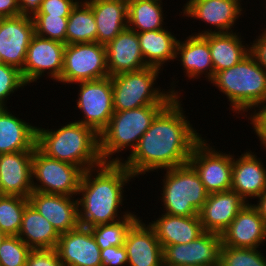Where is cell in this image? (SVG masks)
<instances>
[{
	"instance_id": "31",
	"label": "cell",
	"mask_w": 266,
	"mask_h": 266,
	"mask_svg": "<svg viewBox=\"0 0 266 266\" xmlns=\"http://www.w3.org/2000/svg\"><path fill=\"white\" fill-rule=\"evenodd\" d=\"M160 4L161 0H127L128 28L137 33L163 29Z\"/></svg>"
},
{
	"instance_id": "44",
	"label": "cell",
	"mask_w": 266,
	"mask_h": 266,
	"mask_svg": "<svg viewBox=\"0 0 266 266\" xmlns=\"http://www.w3.org/2000/svg\"><path fill=\"white\" fill-rule=\"evenodd\" d=\"M17 1L20 8V15L33 18L39 12L43 0H17Z\"/></svg>"
},
{
	"instance_id": "25",
	"label": "cell",
	"mask_w": 266,
	"mask_h": 266,
	"mask_svg": "<svg viewBox=\"0 0 266 266\" xmlns=\"http://www.w3.org/2000/svg\"><path fill=\"white\" fill-rule=\"evenodd\" d=\"M149 225L154 229L161 246L189 243L204 231L199 215L172 216L164 213Z\"/></svg>"
},
{
	"instance_id": "48",
	"label": "cell",
	"mask_w": 266,
	"mask_h": 266,
	"mask_svg": "<svg viewBox=\"0 0 266 266\" xmlns=\"http://www.w3.org/2000/svg\"><path fill=\"white\" fill-rule=\"evenodd\" d=\"M5 234L0 230V244L2 242V240L5 238Z\"/></svg>"
},
{
	"instance_id": "47",
	"label": "cell",
	"mask_w": 266,
	"mask_h": 266,
	"mask_svg": "<svg viewBox=\"0 0 266 266\" xmlns=\"http://www.w3.org/2000/svg\"><path fill=\"white\" fill-rule=\"evenodd\" d=\"M197 266H221L220 262L214 264H205V265H197Z\"/></svg>"
},
{
	"instance_id": "46",
	"label": "cell",
	"mask_w": 266,
	"mask_h": 266,
	"mask_svg": "<svg viewBox=\"0 0 266 266\" xmlns=\"http://www.w3.org/2000/svg\"><path fill=\"white\" fill-rule=\"evenodd\" d=\"M259 203L257 205L253 206L258 210L260 217L263 219L265 225H266V191L263 192L259 197Z\"/></svg>"
},
{
	"instance_id": "4",
	"label": "cell",
	"mask_w": 266,
	"mask_h": 266,
	"mask_svg": "<svg viewBox=\"0 0 266 266\" xmlns=\"http://www.w3.org/2000/svg\"><path fill=\"white\" fill-rule=\"evenodd\" d=\"M231 102L233 111H248L266 98V70L249 53L233 67L217 72L211 80Z\"/></svg>"
},
{
	"instance_id": "15",
	"label": "cell",
	"mask_w": 266,
	"mask_h": 266,
	"mask_svg": "<svg viewBox=\"0 0 266 266\" xmlns=\"http://www.w3.org/2000/svg\"><path fill=\"white\" fill-rule=\"evenodd\" d=\"M55 250L63 266H101V250L90 228L61 233Z\"/></svg>"
},
{
	"instance_id": "19",
	"label": "cell",
	"mask_w": 266,
	"mask_h": 266,
	"mask_svg": "<svg viewBox=\"0 0 266 266\" xmlns=\"http://www.w3.org/2000/svg\"><path fill=\"white\" fill-rule=\"evenodd\" d=\"M240 0H189L183 9L184 15L201 19L216 26L217 31H202L203 36L209 33H231L234 22L242 14ZM231 30V31H230ZM204 32V33H203Z\"/></svg>"
},
{
	"instance_id": "1",
	"label": "cell",
	"mask_w": 266,
	"mask_h": 266,
	"mask_svg": "<svg viewBox=\"0 0 266 266\" xmlns=\"http://www.w3.org/2000/svg\"><path fill=\"white\" fill-rule=\"evenodd\" d=\"M175 97L153 120L137 147L122 164L135 177L142 173L187 164L202 139L183 115Z\"/></svg>"
},
{
	"instance_id": "20",
	"label": "cell",
	"mask_w": 266,
	"mask_h": 266,
	"mask_svg": "<svg viewBox=\"0 0 266 266\" xmlns=\"http://www.w3.org/2000/svg\"><path fill=\"white\" fill-rule=\"evenodd\" d=\"M233 190L208 194L199 212L203 231L221 234L247 204Z\"/></svg>"
},
{
	"instance_id": "38",
	"label": "cell",
	"mask_w": 266,
	"mask_h": 266,
	"mask_svg": "<svg viewBox=\"0 0 266 266\" xmlns=\"http://www.w3.org/2000/svg\"><path fill=\"white\" fill-rule=\"evenodd\" d=\"M27 86L19 69L0 62V107H5V99L20 87Z\"/></svg>"
},
{
	"instance_id": "13",
	"label": "cell",
	"mask_w": 266,
	"mask_h": 266,
	"mask_svg": "<svg viewBox=\"0 0 266 266\" xmlns=\"http://www.w3.org/2000/svg\"><path fill=\"white\" fill-rule=\"evenodd\" d=\"M34 35L32 17L18 15L0 18V62L22 71Z\"/></svg>"
},
{
	"instance_id": "35",
	"label": "cell",
	"mask_w": 266,
	"mask_h": 266,
	"mask_svg": "<svg viewBox=\"0 0 266 266\" xmlns=\"http://www.w3.org/2000/svg\"><path fill=\"white\" fill-rule=\"evenodd\" d=\"M219 262L221 266H266V258L257 248L222 246Z\"/></svg>"
},
{
	"instance_id": "40",
	"label": "cell",
	"mask_w": 266,
	"mask_h": 266,
	"mask_svg": "<svg viewBox=\"0 0 266 266\" xmlns=\"http://www.w3.org/2000/svg\"><path fill=\"white\" fill-rule=\"evenodd\" d=\"M76 1V2H75ZM43 0L37 14H50V16L68 17L78 3L77 0Z\"/></svg>"
},
{
	"instance_id": "16",
	"label": "cell",
	"mask_w": 266,
	"mask_h": 266,
	"mask_svg": "<svg viewBox=\"0 0 266 266\" xmlns=\"http://www.w3.org/2000/svg\"><path fill=\"white\" fill-rule=\"evenodd\" d=\"M72 198V199H71ZM72 196L33 191L29 203L57 230L65 233L80 226L78 199Z\"/></svg>"
},
{
	"instance_id": "41",
	"label": "cell",
	"mask_w": 266,
	"mask_h": 266,
	"mask_svg": "<svg viewBox=\"0 0 266 266\" xmlns=\"http://www.w3.org/2000/svg\"><path fill=\"white\" fill-rule=\"evenodd\" d=\"M101 266H125L128 262L126 249L123 246H112L100 252Z\"/></svg>"
},
{
	"instance_id": "12",
	"label": "cell",
	"mask_w": 266,
	"mask_h": 266,
	"mask_svg": "<svg viewBox=\"0 0 266 266\" xmlns=\"http://www.w3.org/2000/svg\"><path fill=\"white\" fill-rule=\"evenodd\" d=\"M221 247V234L204 231L187 244L162 246L163 266H197L218 263Z\"/></svg>"
},
{
	"instance_id": "43",
	"label": "cell",
	"mask_w": 266,
	"mask_h": 266,
	"mask_svg": "<svg viewBox=\"0 0 266 266\" xmlns=\"http://www.w3.org/2000/svg\"><path fill=\"white\" fill-rule=\"evenodd\" d=\"M256 39L250 46V53L255 57L257 62L266 70V33Z\"/></svg>"
},
{
	"instance_id": "24",
	"label": "cell",
	"mask_w": 266,
	"mask_h": 266,
	"mask_svg": "<svg viewBox=\"0 0 266 266\" xmlns=\"http://www.w3.org/2000/svg\"><path fill=\"white\" fill-rule=\"evenodd\" d=\"M91 8L97 26L96 42L107 45L128 28L127 0L85 1Z\"/></svg>"
},
{
	"instance_id": "26",
	"label": "cell",
	"mask_w": 266,
	"mask_h": 266,
	"mask_svg": "<svg viewBox=\"0 0 266 266\" xmlns=\"http://www.w3.org/2000/svg\"><path fill=\"white\" fill-rule=\"evenodd\" d=\"M36 139L37 127L0 107V154L34 151Z\"/></svg>"
},
{
	"instance_id": "3",
	"label": "cell",
	"mask_w": 266,
	"mask_h": 266,
	"mask_svg": "<svg viewBox=\"0 0 266 266\" xmlns=\"http://www.w3.org/2000/svg\"><path fill=\"white\" fill-rule=\"evenodd\" d=\"M36 147L47 157L71 163L83 171L103 163L99 135L76 121L55 131L37 128Z\"/></svg>"
},
{
	"instance_id": "18",
	"label": "cell",
	"mask_w": 266,
	"mask_h": 266,
	"mask_svg": "<svg viewBox=\"0 0 266 266\" xmlns=\"http://www.w3.org/2000/svg\"><path fill=\"white\" fill-rule=\"evenodd\" d=\"M222 246L258 248L266 240V225L253 204L247 203L221 233Z\"/></svg>"
},
{
	"instance_id": "10",
	"label": "cell",
	"mask_w": 266,
	"mask_h": 266,
	"mask_svg": "<svg viewBox=\"0 0 266 266\" xmlns=\"http://www.w3.org/2000/svg\"><path fill=\"white\" fill-rule=\"evenodd\" d=\"M77 83H80L77 107L82 110L84 119L76 122L92 128L99 135L115 112L111 76Z\"/></svg>"
},
{
	"instance_id": "9",
	"label": "cell",
	"mask_w": 266,
	"mask_h": 266,
	"mask_svg": "<svg viewBox=\"0 0 266 266\" xmlns=\"http://www.w3.org/2000/svg\"><path fill=\"white\" fill-rule=\"evenodd\" d=\"M109 77L106 46L97 42L66 44L60 82L77 83Z\"/></svg>"
},
{
	"instance_id": "29",
	"label": "cell",
	"mask_w": 266,
	"mask_h": 266,
	"mask_svg": "<svg viewBox=\"0 0 266 266\" xmlns=\"http://www.w3.org/2000/svg\"><path fill=\"white\" fill-rule=\"evenodd\" d=\"M236 33H209L203 35L208 41L214 75L233 67L250 53Z\"/></svg>"
},
{
	"instance_id": "5",
	"label": "cell",
	"mask_w": 266,
	"mask_h": 266,
	"mask_svg": "<svg viewBox=\"0 0 266 266\" xmlns=\"http://www.w3.org/2000/svg\"><path fill=\"white\" fill-rule=\"evenodd\" d=\"M166 106L147 105L125 111H115L106 128L99 134V150L103 163H121L120 158L108 159L113 153H118L128 146L132 148V153L155 117Z\"/></svg>"
},
{
	"instance_id": "7",
	"label": "cell",
	"mask_w": 266,
	"mask_h": 266,
	"mask_svg": "<svg viewBox=\"0 0 266 266\" xmlns=\"http://www.w3.org/2000/svg\"><path fill=\"white\" fill-rule=\"evenodd\" d=\"M166 170L161 199L165 213L172 216L199 215L208 193L196 170L189 163Z\"/></svg>"
},
{
	"instance_id": "2",
	"label": "cell",
	"mask_w": 266,
	"mask_h": 266,
	"mask_svg": "<svg viewBox=\"0 0 266 266\" xmlns=\"http://www.w3.org/2000/svg\"><path fill=\"white\" fill-rule=\"evenodd\" d=\"M97 168L83 172L78 189V194L82 193L78 198L79 223L86 228L121 220L117 211L124 200L123 186L134 177L122 162L102 163ZM93 170L97 172L95 178H91Z\"/></svg>"
},
{
	"instance_id": "33",
	"label": "cell",
	"mask_w": 266,
	"mask_h": 266,
	"mask_svg": "<svg viewBox=\"0 0 266 266\" xmlns=\"http://www.w3.org/2000/svg\"><path fill=\"white\" fill-rule=\"evenodd\" d=\"M122 220L91 227V233L100 250L112 246H123L130 227L139 219L132 213H125Z\"/></svg>"
},
{
	"instance_id": "28",
	"label": "cell",
	"mask_w": 266,
	"mask_h": 266,
	"mask_svg": "<svg viewBox=\"0 0 266 266\" xmlns=\"http://www.w3.org/2000/svg\"><path fill=\"white\" fill-rule=\"evenodd\" d=\"M181 43L178 40L176 56L181 54L180 60L185 68L186 76L197 78L204 73L205 77L211 81L214 77V67L211 61L208 41L203 36L193 35ZM209 70V72H208ZM199 75V76H198Z\"/></svg>"
},
{
	"instance_id": "8",
	"label": "cell",
	"mask_w": 266,
	"mask_h": 266,
	"mask_svg": "<svg viewBox=\"0 0 266 266\" xmlns=\"http://www.w3.org/2000/svg\"><path fill=\"white\" fill-rule=\"evenodd\" d=\"M83 172L76 165L47 157L37 147L34 148L32 178H36L41 185L32 181L33 191L65 196L77 195Z\"/></svg>"
},
{
	"instance_id": "39",
	"label": "cell",
	"mask_w": 266,
	"mask_h": 266,
	"mask_svg": "<svg viewBox=\"0 0 266 266\" xmlns=\"http://www.w3.org/2000/svg\"><path fill=\"white\" fill-rule=\"evenodd\" d=\"M25 266H63L55 249H32Z\"/></svg>"
},
{
	"instance_id": "14",
	"label": "cell",
	"mask_w": 266,
	"mask_h": 266,
	"mask_svg": "<svg viewBox=\"0 0 266 266\" xmlns=\"http://www.w3.org/2000/svg\"><path fill=\"white\" fill-rule=\"evenodd\" d=\"M66 44L46 39L36 34L27 49L26 59L21 71L27 84L39 79L46 70L54 80H60Z\"/></svg>"
},
{
	"instance_id": "32",
	"label": "cell",
	"mask_w": 266,
	"mask_h": 266,
	"mask_svg": "<svg viewBox=\"0 0 266 266\" xmlns=\"http://www.w3.org/2000/svg\"><path fill=\"white\" fill-rule=\"evenodd\" d=\"M96 38L97 26L92 8L84 1L78 2L68 16L66 44L96 42Z\"/></svg>"
},
{
	"instance_id": "22",
	"label": "cell",
	"mask_w": 266,
	"mask_h": 266,
	"mask_svg": "<svg viewBox=\"0 0 266 266\" xmlns=\"http://www.w3.org/2000/svg\"><path fill=\"white\" fill-rule=\"evenodd\" d=\"M109 76L148 67L143 58L136 31L126 28L106 45Z\"/></svg>"
},
{
	"instance_id": "23",
	"label": "cell",
	"mask_w": 266,
	"mask_h": 266,
	"mask_svg": "<svg viewBox=\"0 0 266 266\" xmlns=\"http://www.w3.org/2000/svg\"><path fill=\"white\" fill-rule=\"evenodd\" d=\"M252 154L247 151L239 159L233 157L231 190L245 201L248 197H259L266 191V169Z\"/></svg>"
},
{
	"instance_id": "34",
	"label": "cell",
	"mask_w": 266,
	"mask_h": 266,
	"mask_svg": "<svg viewBox=\"0 0 266 266\" xmlns=\"http://www.w3.org/2000/svg\"><path fill=\"white\" fill-rule=\"evenodd\" d=\"M28 203V198L21 196L2 195L0 197V230L5 235H18Z\"/></svg>"
},
{
	"instance_id": "36",
	"label": "cell",
	"mask_w": 266,
	"mask_h": 266,
	"mask_svg": "<svg viewBox=\"0 0 266 266\" xmlns=\"http://www.w3.org/2000/svg\"><path fill=\"white\" fill-rule=\"evenodd\" d=\"M33 22L37 36L66 44L68 17L36 14L33 17Z\"/></svg>"
},
{
	"instance_id": "30",
	"label": "cell",
	"mask_w": 266,
	"mask_h": 266,
	"mask_svg": "<svg viewBox=\"0 0 266 266\" xmlns=\"http://www.w3.org/2000/svg\"><path fill=\"white\" fill-rule=\"evenodd\" d=\"M140 49L148 67L160 69L169 60L175 59L178 40L164 29L137 33Z\"/></svg>"
},
{
	"instance_id": "11",
	"label": "cell",
	"mask_w": 266,
	"mask_h": 266,
	"mask_svg": "<svg viewBox=\"0 0 266 266\" xmlns=\"http://www.w3.org/2000/svg\"><path fill=\"white\" fill-rule=\"evenodd\" d=\"M209 147L205 139H201L195 145L188 163L196 170L208 194L230 190L233 156Z\"/></svg>"
},
{
	"instance_id": "42",
	"label": "cell",
	"mask_w": 266,
	"mask_h": 266,
	"mask_svg": "<svg viewBox=\"0 0 266 266\" xmlns=\"http://www.w3.org/2000/svg\"><path fill=\"white\" fill-rule=\"evenodd\" d=\"M266 98L258 105L260 111L255 110V112L250 115V120L252 121V125L254 126V131L259 136V140L261 141V144L263 143V146L266 148ZM263 105V106H262Z\"/></svg>"
},
{
	"instance_id": "6",
	"label": "cell",
	"mask_w": 266,
	"mask_h": 266,
	"mask_svg": "<svg viewBox=\"0 0 266 266\" xmlns=\"http://www.w3.org/2000/svg\"><path fill=\"white\" fill-rule=\"evenodd\" d=\"M160 69L146 67L111 76L114 111H125L147 105H168L178 93L153 88ZM177 93V94H176Z\"/></svg>"
},
{
	"instance_id": "21",
	"label": "cell",
	"mask_w": 266,
	"mask_h": 266,
	"mask_svg": "<svg viewBox=\"0 0 266 266\" xmlns=\"http://www.w3.org/2000/svg\"><path fill=\"white\" fill-rule=\"evenodd\" d=\"M137 220L128 230L124 247L130 266H163L162 246L154 229ZM143 223V224H142Z\"/></svg>"
},
{
	"instance_id": "37",
	"label": "cell",
	"mask_w": 266,
	"mask_h": 266,
	"mask_svg": "<svg viewBox=\"0 0 266 266\" xmlns=\"http://www.w3.org/2000/svg\"><path fill=\"white\" fill-rule=\"evenodd\" d=\"M31 250L18 236L6 235L0 244V266H25Z\"/></svg>"
},
{
	"instance_id": "17",
	"label": "cell",
	"mask_w": 266,
	"mask_h": 266,
	"mask_svg": "<svg viewBox=\"0 0 266 266\" xmlns=\"http://www.w3.org/2000/svg\"><path fill=\"white\" fill-rule=\"evenodd\" d=\"M33 151L0 154V192L28 198L33 192Z\"/></svg>"
},
{
	"instance_id": "27",
	"label": "cell",
	"mask_w": 266,
	"mask_h": 266,
	"mask_svg": "<svg viewBox=\"0 0 266 266\" xmlns=\"http://www.w3.org/2000/svg\"><path fill=\"white\" fill-rule=\"evenodd\" d=\"M17 236L31 249H55L60 234L47 219L28 203Z\"/></svg>"
},
{
	"instance_id": "45",
	"label": "cell",
	"mask_w": 266,
	"mask_h": 266,
	"mask_svg": "<svg viewBox=\"0 0 266 266\" xmlns=\"http://www.w3.org/2000/svg\"><path fill=\"white\" fill-rule=\"evenodd\" d=\"M18 15H20V8L17 0H0V18Z\"/></svg>"
}]
</instances>
